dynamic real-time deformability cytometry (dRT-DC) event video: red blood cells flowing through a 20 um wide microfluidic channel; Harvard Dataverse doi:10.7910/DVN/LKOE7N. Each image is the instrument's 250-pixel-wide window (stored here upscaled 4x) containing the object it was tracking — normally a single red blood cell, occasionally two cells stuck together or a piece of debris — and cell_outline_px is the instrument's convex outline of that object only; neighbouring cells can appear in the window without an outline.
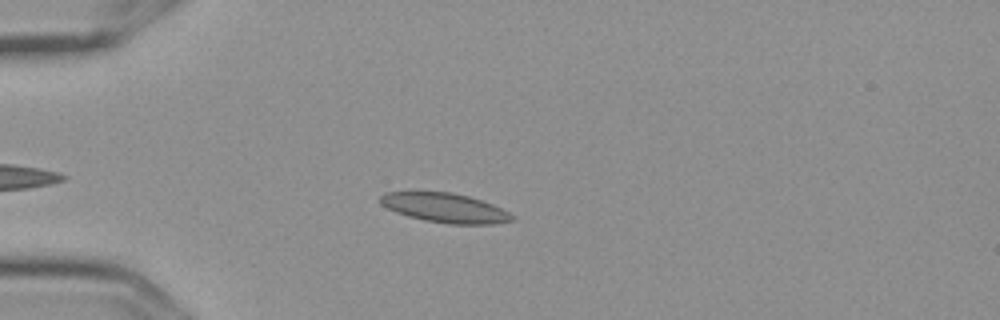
{"species": "Egyptian fruit bat (a non-hibernating species)", "species_latin": "Rousettus aegyptiacus", "temperature_condition": "cold", "stored_images_in_passage": 8, "camera_frame_rate_fps": 3000, "um_per_image_px": 0.085, "frame": {"image": 1, "passage_image": 5, "time_ms": 1.333, "image_size_px": [1000, 320], "cell_outline_px": [[516, 220], [492, 224], [448, 224], [424, 220], [408, 216], [396, 212], [380, 204], [380, 196], [384, 192], [452, 192], [468, 196], [492, 204], [516, 216]], "centroid_in_image_um": [37.83, 17.67], "position_along_channel_um": 47.2, "area_um2": 22.54}}
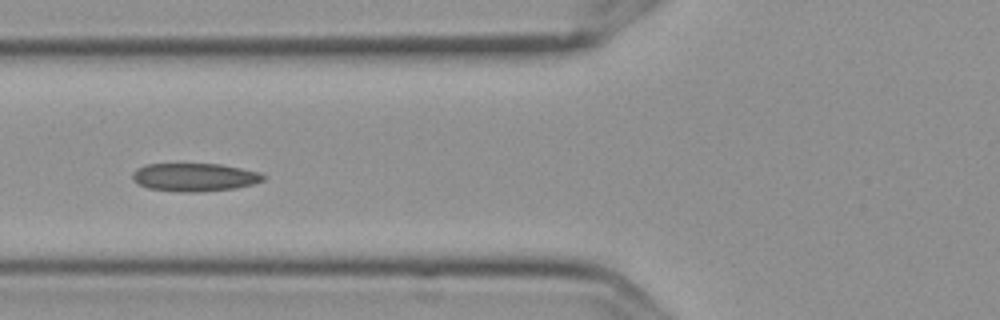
{"frame": {"image": 2, "passage_image": 7, "time_ms": 2.0, "image_size_px": [1000, 320], "cell_outline_px": [[264, 180], [252, 184], [236, 188], [200, 192], [180, 192], [148, 188], [136, 184], [132, 180], [132, 172], [136, 168], [144, 164], [220, 164], [260, 172], [264, 176]], "centroid_in_image_um": [16.48, 15.06], "position_along_channel_um": 109.3, "area_um2": 21.62}}
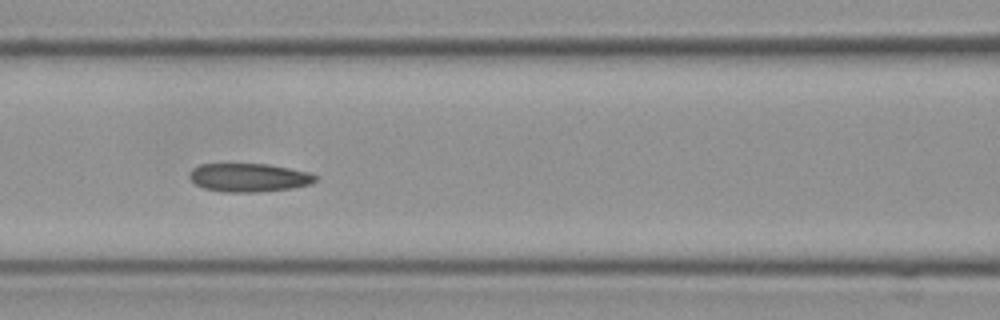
{"frame": {"image": 3, "passage_image": 8, "time_ms": 2.333, "image_size_px": [1000, 320], "cell_outline_px": [[316, 180], [312, 184], [292, 188], [260, 192], [224, 192], [204, 188], [196, 184], [188, 176], [188, 172], [192, 168], [200, 164], [268, 164], [308, 172], [316, 176]], "centroid_in_image_um": [21.13, 15.09], "position_along_channel_um": 145.5, "area_um2": 20.92}}